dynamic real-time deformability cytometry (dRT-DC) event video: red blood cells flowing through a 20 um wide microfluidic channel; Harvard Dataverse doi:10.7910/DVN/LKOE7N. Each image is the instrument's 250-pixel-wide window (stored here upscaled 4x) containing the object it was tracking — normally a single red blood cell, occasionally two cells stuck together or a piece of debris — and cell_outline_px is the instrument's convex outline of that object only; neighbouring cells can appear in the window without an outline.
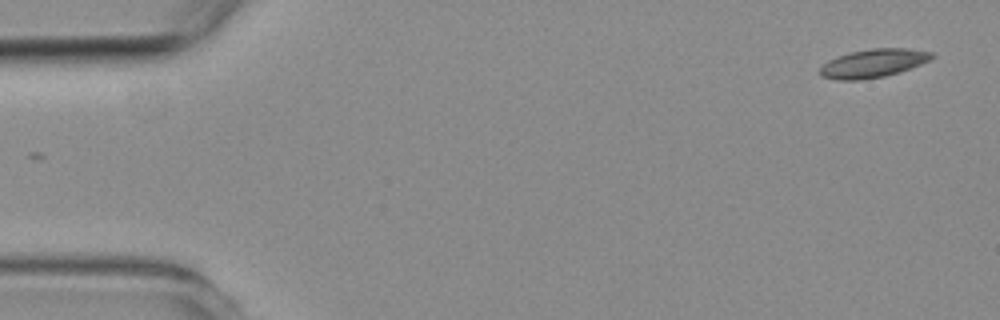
{"species": "common noctule bat (a hibernating species)", "species_latin": "Nyctalus noctula", "temperature_condition": "room temperature", "stored_images_in_passage": 2, "camera_frame_rate_fps": 3000, "um_per_image_px": 0.085, "animal": {"sex": "female", "body_mass_g": 19.3, "forearm_length_mm": 54.1}, "frame": {"image": 1, "passage_image": 2, "time_ms": 1.333, "image_size_px": [1000, 320], "cell_outline_px": [[936, 56], [920, 64], [900, 72], [884, 76], [860, 80], [836, 80], [820, 76], [820, 68], [828, 60], [836, 56], [852, 52], [872, 48], [908, 48], [932, 52]], "centroid_in_image_um": [74.21, 5.38], "position_along_channel_um": 10.8, "area_um2": 18.5}}